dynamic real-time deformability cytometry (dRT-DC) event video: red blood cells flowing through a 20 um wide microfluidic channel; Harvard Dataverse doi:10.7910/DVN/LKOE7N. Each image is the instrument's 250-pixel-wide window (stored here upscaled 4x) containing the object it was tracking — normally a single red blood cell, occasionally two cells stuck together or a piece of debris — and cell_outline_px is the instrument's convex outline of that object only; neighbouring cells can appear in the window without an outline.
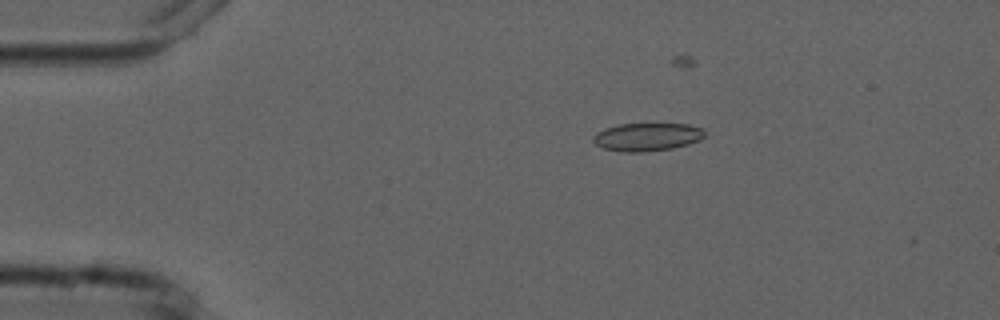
{"species": "common noctule bat (a hibernating species)", "species_latin": "Nyctalus noctula", "temperature_condition": "cold", "stored_images_in_passage": 3, "camera_frame_rate_fps": 3000, "um_per_image_px": 0.085, "animal": {"sex": "male", "forearm_length_mm": 52.5}, "frame": {"image": 1, "passage_image": 3, "time_ms": 3.333, "image_size_px": [1000, 320], "cell_outline_px": [[704, 136], [700, 140], [688, 144], [672, 148], [644, 152], [624, 152], [604, 148], [596, 144], [592, 140], [592, 136], [596, 132], [604, 128], [620, 124], [688, 124], [704, 128]], "centroid_in_image_um": [55.0, 11.63], "position_along_channel_um": 30.0, "area_um2": 18.26}}